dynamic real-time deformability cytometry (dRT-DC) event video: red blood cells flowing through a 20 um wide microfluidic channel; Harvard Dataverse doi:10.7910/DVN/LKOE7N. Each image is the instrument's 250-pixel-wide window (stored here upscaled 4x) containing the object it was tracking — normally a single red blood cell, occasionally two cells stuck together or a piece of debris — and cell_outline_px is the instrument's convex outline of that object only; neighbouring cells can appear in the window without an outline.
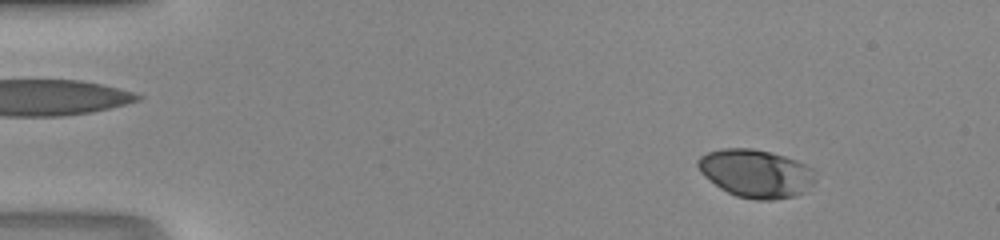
{"species": "human", "species_latin": "Homo sapiens", "temperature_condition": "room temperature", "stored_images_in_passage": 47, "camera_frame_rate_fps": 3000, "um_per_image_px": 0.085, "donor": {"sex": "male"}, "frame": {"image": 1, "passage_image": 5, "time_ms": 1.333, "image_size_px": [1000, 240], "cell_outline_px": [[816, 180], [804, 192], [796, 196], [772, 200], [756, 200], [736, 196], [720, 188], [704, 176], [700, 172], [696, 164], [696, 160], [700, 156], [708, 152], [724, 148], [752, 148], [784, 156], [796, 160], [812, 168], [816, 172]], "centroid_in_image_um": [64.25, 14.74], "position_along_channel_um": 20.7, "area_um2": 33.06}}
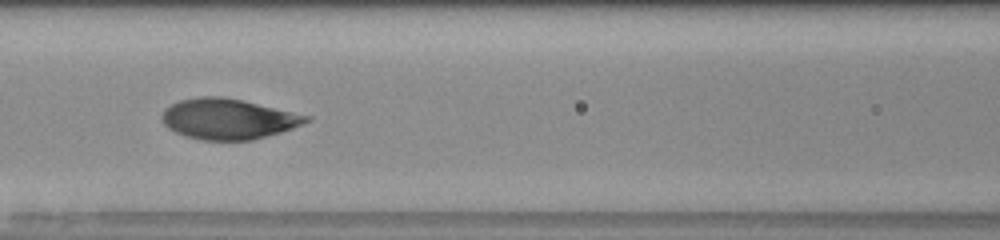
{"frame": {"image": 2, "passage_image": 21, "time_ms": 6.667, "image_size_px": [1000, 240], "cell_outline_px": [[312, 120], [292, 128], [280, 132], [252, 140], [204, 140], [188, 136], [176, 132], [168, 128], [160, 120], [160, 116], [164, 108], [180, 100], [200, 96], [220, 96], [244, 100], [312, 116]], "centroid_in_image_um": [19.4, 10.09], "position_along_channel_um": 147.2, "area_um2": 34.16}}
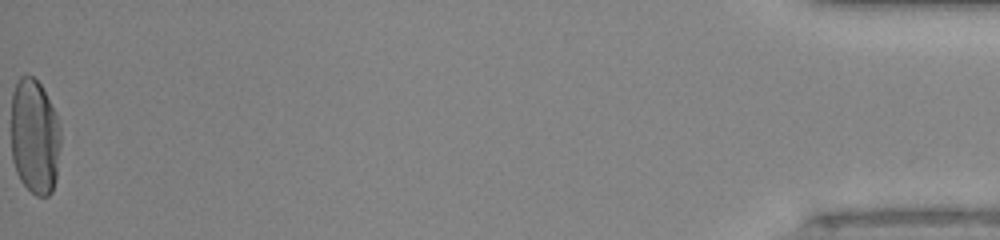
{"frame": {"image": 3, "passage_image": 47, "time_ms": 15.333, "image_size_px": [1000, 240], "cell_outline_px": [[60, 144], [56, 180], [52, 192], [48, 196], [36, 196], [20, 180], [16, 172], [12, 160], [12, 92], [16, 80], [20, 76], [32, 76], [40, 84], [56, 112], [60, 124]], "centroid_in_image_um": [2.95, 11.62], "position_along_channel_um": 432.2, "area_um2": 33.58}}